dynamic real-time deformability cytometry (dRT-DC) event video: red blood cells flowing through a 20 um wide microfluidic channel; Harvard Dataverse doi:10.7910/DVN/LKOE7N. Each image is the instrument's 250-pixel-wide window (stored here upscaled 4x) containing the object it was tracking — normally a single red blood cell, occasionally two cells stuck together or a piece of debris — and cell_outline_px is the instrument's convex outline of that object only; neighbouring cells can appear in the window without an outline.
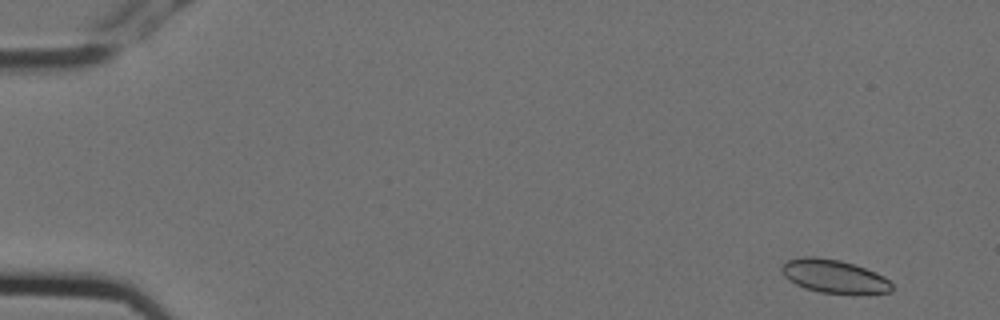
{"species": "Egyptian fruit bat (a non-hibernating species)", "species_latin": "Rousettus aegyptiacus", "temperature_condition": "cold", "stored_images_in_passage": 5, "camera_frame_rate_fps": 3000, "um_per_image_px": 0.085, "animal": {"sex": "female"}, "frame": {"image": 1, "passage_image": 1, "time_ms": 0.0, "image_size_px": [1000, 320], "cell_outline_px": [[892, 292], [856, 296], [852, 296], [820, 292], [804, 288], [788, 280], [784, 276], [780, 268], [788, 260], [804, 256], [812, 256], [840, 260], [876, 272], [884, 276], [892, 284]], "centroid_in_image_um": [70.94, 23.53], "position_along_channel_um": 14.1, "area_um2": 21.96}}
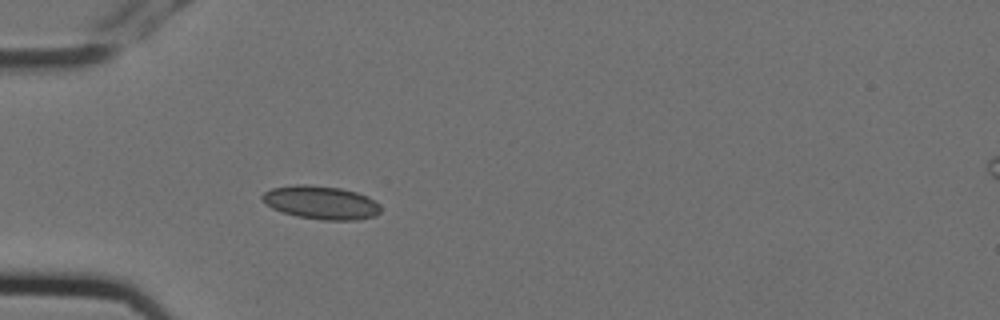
{"frame": {"image": 2, "passage_image": 5, "time_ms": 1.333, "image_size_px": [1000, 320], "cell_outline_px": [[380, 212], [376, 216], [360, 220], [320, 220], [296, 216], [272, 208], [264, 204], [260, 196], [264, 192], [272, 188], [296, 184], [308, 184], [340, 188], [356, 192], [368, 196], [376, 200], [380, 204]], "centroid_in_image_um": [27.3, 17.22], "position_along_channel_um": 57.7, "area_um2": 23.35}}